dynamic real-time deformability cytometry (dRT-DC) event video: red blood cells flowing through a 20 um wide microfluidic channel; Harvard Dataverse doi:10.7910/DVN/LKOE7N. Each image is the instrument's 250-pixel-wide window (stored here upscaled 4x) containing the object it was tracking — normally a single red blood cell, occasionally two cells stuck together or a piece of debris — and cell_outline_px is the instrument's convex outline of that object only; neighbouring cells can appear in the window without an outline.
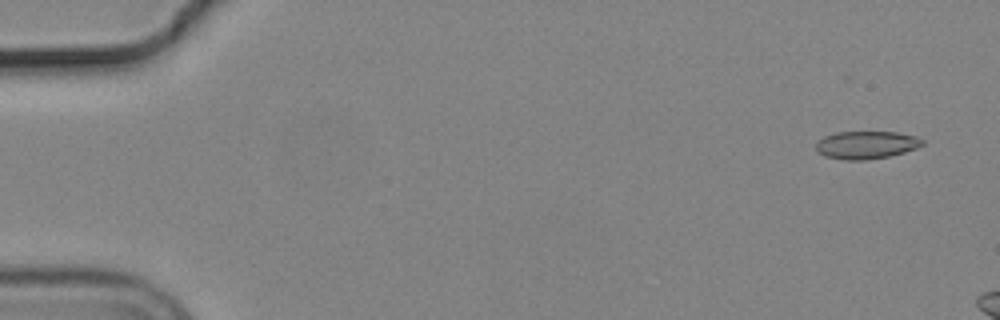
{"species": "common noctule bat (a hibernating species)", "species_latin": "Nyctalus noctula", "temperature_condition": "cold", "stored_images_in_passage": 10, "camera_frame_rate_fps": 3000, "um_per_image_px": 0.085, "animal": {"sex": "male", "body_mass_g": 19.2, "forearm_length_mm": 51.8}, "frame": {"image": 1, "passage_image": 2, "time_ms": 0.333, "image_size_px": [1000, 320], "cell_outline_px": [[924, 144], [916, 148], [904, 152], [888, 156], [864, 160], [844, 160], [824, 156], [816, 148], [816, 144], [824, 136], [836, 132], [896, 132], [916, 136], [924, 140]], "centroid_in_image_um": [73.65, 12.31], "position_along_channel_um": 11.4, "area_um2": 17.11}}